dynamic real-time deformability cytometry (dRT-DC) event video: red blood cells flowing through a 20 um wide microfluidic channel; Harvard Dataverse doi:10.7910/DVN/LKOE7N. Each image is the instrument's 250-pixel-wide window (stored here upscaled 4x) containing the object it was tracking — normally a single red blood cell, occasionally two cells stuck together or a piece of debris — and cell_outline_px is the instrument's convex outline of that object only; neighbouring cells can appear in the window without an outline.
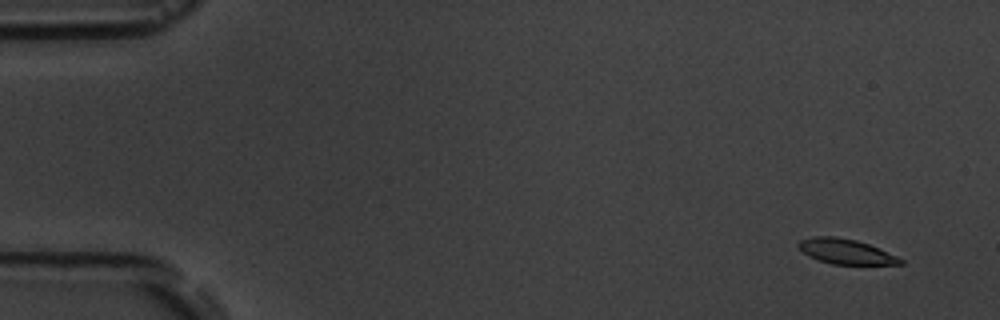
{"species": "common noctule bat (a hibernating species)", "species_latin": "Nyctalus noctula", "temperature_condition": "room temperature", "stored_images_in_passage": 6, "camera_frame_rate_fps": 3000, "um_per_image_px": 0.085, "animal": {"sex": "male", "body_mass_g": 19.5, "forearm_length_mm": 54.6}, "frame": {"image": 1, "passage_image": 2, "time_ms": 1.0, "image_size_px": [1000, 320], "cell_outline_px": [[904, 264], [832, 264], [808, 256], [796, 244], [800, 240], [812, 236], [836, 236], [856, 240], [868, 244], [896, 256], [904, 260]], "centroid_in_image_um": [71.86, 21.37], "position_along_channel_um": 13.1, "area_um2": 14.68}}
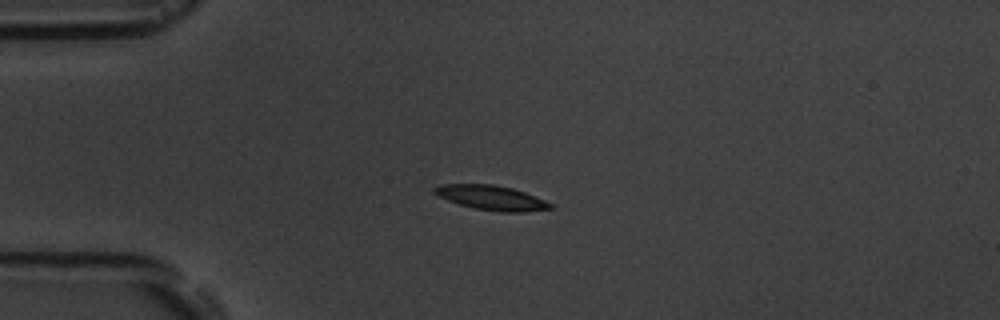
{"frame": {"image": 2, "passage_image": 5, "time_ms": 4.667, "image_size_px": [1000, 320], "cell_outline_px": [[552, 208], [524, 212], [500, 212], [476, 208], [460, 204], [448, 200], [432, 192], [432, 188], [440, 184], [492, 184], [512, 188], [524, 192], [544, 200], [552, 204]], "centroid_in_image_um": [41.75, 16.8], "position_along_channel_um": 43.3, "area_um2": 16.42}}